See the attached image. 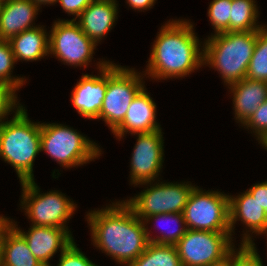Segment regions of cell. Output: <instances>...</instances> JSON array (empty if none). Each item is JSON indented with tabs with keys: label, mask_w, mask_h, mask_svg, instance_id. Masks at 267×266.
<instances>
[{
	"label": "cell",
	"mask_w": 267,
	"mask_h": 266,
	"mask_svg": "<svg viewBox=\"0 0 267 266\" xmlns=\"http://www.w3.org/2000/svg\"><path fill=\"white\" fill-rule=\"evenodd\" d=\"M231 232L187 229L175 244L182 266H211L227 260L235 247Z\"/></svg>",
	"instance_id": "10"
},
{
	"label": "cell",
	"mask_w": 267,
	"mask_h": 266,
	"mask_svg": "<svg viewBox=\"0 0 267 266\" xmlns=\"http://www.w3.org/2000/svg\"><path fill=\"white\" fill-rule=\"evenodd\" d=\"M92 1L93 0H57L56 3L61 5L64 12L75 16L73 18V20H75Z\"/></svg>",
	"instance_id": "32"
},
{
	"label": "cell",
	"mask_w": 267,
	"mask_h": 266,
	"mask_svg": "<svg viewBox=\"0 0 267 266\" xmlns=\"http://www.w3.org/2000/svg\"><path fill=\"white\" fill-rule=\"evenodd\" d=\"M156 103L144 87L132 100L123 122L112 132L120 141L128 133H148L162 129L157 122Z\"/></svg>",
	"instance_id": "16"
},
{
	"label": "cell",
	"mask_w": 267,
	"mask_h": 266,
	"mask_svg": "<svg viewBox=\"0 0 267 266\" xmlns=\"http://www.w3.org/2000/svg\"><path fill=\"white\" fill-rule=\"evenodd\" d=\"M17 226L13 220V227L24 237L28 248L43 266H51L49 260L74 242L72 234L64 228L31 225L26 232Z\"/></svg>",
	"instance_id": "15"
},
{
	"label": "cell",
	"mask_w": 267,
	"mask_h": 266,
	"mask_svg": "<svg viewBox=\"0 0 267 266\" xmlns=\"http://www.w3.org/2000/svg\"><path fill=\"white\" fill-rule=\"evenodd\" d=\"M230 32L258 31L266 25H259V11L255 0H232Z\"/></svg>",
	"instance_id": "22"
},
{
	"label": "cell",
	"mask_w": 267,
	"mask_h": 266,
	"mask_svg": "<svg viewBox=\"0 0 267 266\" xmlns=\"http://www.w3.org/2000/svg\"><path fill=\"white\" fill-rule=\"evenodd\" d=\"M117 0H93L75 19L83 33L97 45L115 26Z\"/></svg>",
	"instance_id": "17"
},
{
	"label": "cell",
	"mask_w": 267,
	"mask_h": 266,
	"mask_svg": "<svg viewBox=\"0 0 267 266\" xmlns=\"http://www.w3.org/2000/svg\"><path fill=\"white\" fill-rule=\"evenodd\" d=\"M110 61L100 60L96 64L98 75L82 74L71 92V103L79 115L86 119L96 120L105 98L107 88V64Z\"/></svg>",
	"instance_id": "13"
},
{
	"label": "cell",
	"mask_w": 267,
	"mask_h": 266,
	"mask_svg": "<svg viewBox=\"0 0 267 266\" xmlns=\"http://www.w3.org/2000/svg\"><path fill=\"white\" fill-rule=\"evenodd\" d=\"M1 266H43L28 248L27 241L13 227L4 241Z\"/></svg>",
	"instance_id": "21"
},
{
	"label": "cell",
	"mask_w": 267,
	"mask_h": 266,
	"mask_svg": "<svg viewBox=\"0 0 267 266\" xmlns=\"http://www.w3.org/2000/svg\"><path fill=\"white\" fill-rule=\"evenodd\" d=\"M44 27L39 25L25 30L8 40L16 63L38 61L49 56V32Z\"/></svg>",
	"instance_id": "20"
},
{
	"label": "cell",
	"mask_w": 267,
	"mask_h": 266,
	"mask_svg": "<svg viewBox=\"0 0 267 266\" xmlns=\"http://www.w3.org/2000/svg\"><path fill=\"white\" fill-rule=\"evenodd\" d=\"M237 221H240L246 226L244 228L246 230L242 231L244 234L242 233L243 237L241 236V244H252L254 242L252 235L254 234H256V236L267 234V213L257 200L253 199L248 190L235 196L229 195V224L231 236L235 234L234 229Z\"/></svg>",
	"instance_id": "14"
},
{
	"label": "cell",
	"mask_w": 267,
	"mask_h": 266,
	"mask_svg": "<svg viewBox=\"0 0 267 266\" xmlns=\"http://www.w3.org/2000/svg\"><path fill=\"white\" fill-rule=\"evenodd\" d=\"M211 266H230V261L229 257L227 260L223 261L222 263L216 264V265H211Z\"/></svg>",
	"instance_id": "37"
},
{
	"label": "cell",
	"mask_w": 267,
	"mask_h": 266,
	"mask_svg": "<svg viewBox=\"0 0 267 266\" xmlns=\"http://www.w3.org/2000/svg\"><path fill=\"white\" fill-rule=\"evenodd\" d=\"M33 3H35L39 8H42L41 5H55L57 0H31Z\"/></svg>",
	"instance_id": "36"
},
{
	"label": "cell",
	"mask_w": 267,
	"mask_h": 266,
	"mask_svg": "<svg viewBox=\"0 0 267 266\" xmlns=\"http://www.w3.org/2000/svg\"><path fill=\"white\" fill-rule=\"evenodd\" d=\"M204 40L203 65L221 74L224 85L246 78L257 31L211 33Z\"/></svg>",
	"instance_id": "4"
},
{
	"label": "cell",
	"mask_w": 267,
	"mask_h": 266,
	"mask_svg": "<svg viewBox=\"0 0 267 266\" xmlns=\"http://www.w3.org/2000/svg\"><path fill=\"white\" fill-rule=\"evenodd\" d=\"M227 87L233 96L234 119L242 126L267 99V82L244 78Z\"/></svg>",
	"instance_id": "19"
},
{
	"label": "cell",
	"mask_w": 267,
	"mask_h": 266,
	"mask_svg": "<svg viewBox=\"0 0 267 266\" xmlns=\"http://www.w3.org/2000/svg\"><path fill=\"white\" fill-rule=\"evenodd\" d=\"M232 0H213L208 7V17L214 34L230 32Z\"/></svg>",
	"instance_id": "27"
},
{
	"label": "cell",
	"mask_w": 267,
	"mask_h": 266,
	"mask_svg": "<svg viewBox=\"0 0 267 266\" xmlns=\"http://www.w3.org/2000/svg\"><path fill=\"white\" fill-rule=\"evenodd\" d=\"M70 169L83 166L102 155L97 143L73 127L58 123H41V152Z\"/></svg>",
	"instance_id": "5"
},
{
	"label": "cell",
	"mask_w": 267,
	"mask_h": 266,
	"mask_svg": "<svg viewBox=\"0 0 267 266\" xmlns=\"http://www.w3.org/2000/svg\"><path fill=\"white\" fill-rule=\"evenodd\" d=\"M137 142L130 162V184L159 180L164 163V137L162 129L148 133H135Z\"/></svg>",
	"instance_id": "12"
},
{
	"label": "cell",
	"mask_w": 267,
	"mask_h": 266,
	"mask_svg": "<svg viewBox=\"0 0 267 266\" xmlns=\"http://www.w3.org/2000/svg\"><path fill=\"white\" fill-rule=\"evenodd\" d=\"M247 190L267 213V180L261 183H255Z\"/></svg>",
	"instance_id": "33"
},
{
	"label": "cell",
	"mask_w": 267,
	"mask_h": 266,
	"mask_svg": "<svg viewBox=\"0 0 267 266\" xmlns=\"http://www.w3.org/2000/svg\"><path fill=\"white\" fill-rule=\"evenodd\" d=\"M4 85H5V84L2 83V82L0 81V89H1Z\"/></svg>",
	"instance_id": "38"
},
{
	"label": "cell",
	"mask_w": 267,
	"mask_h": 266,
	"mask_svg": "<svg viewBox=\"0 0 267 266\" xmlns=\"http://www.w3.org/2000/svg\"><path fill=\"white\" fill-rule=\"evenodd\" d=\"M145 76L134 68L107 64V88L98 120H103L111 133L123 122L132 100L145 87Z\"/></svg>",
	"instance_id": "6"
},
{
	"label": "cell",
	"mask_w": 267,
	"mask_h": 266,
	"mask_svg": "<svg viewBox=\"0 0 267 266\" xmlns=\"http://www.w3.org/2000/svg\"><path fill=\"white\" fill-rule=\"evenodd\" d=\"M150 221L151 222L154 221L158 223L160 221L161 222L165 221L166 223L173 222V225L175 223L176 227H173V229L168 228V230L164 229V231L161 230V233H160L161 235L160 236L155 235L154 237L151 235L152 231H149L151 229L148 228V225L151 223ZM143 222L145 225L148 241L151 243L175 245L185 235L187 231L183 213L154 214V215H150L149 217H146L143 220ZM157 228H160V227H157Z\"/></svg>",
	"instance_id": "23"
},
{
	"label": "cell",
	"mask_w": 267,
	"mask_h": 266,
	"mask_svg": "<svg viewBox=\"0 0 267 266\" xmlns=\"http://www.w3.org/2000/svg\"><path fill=\"white\" fill-rule=\"evenodd\" d=\"M13 228V219L0 215V266L3 256V246L7 233Z\"/></svg>",
	"instance_id": "34"
},
{
	"label": "cell",
	"mask_w": 267,
	"mask_h": 266,
	"mask_svg": "<svg viewBox=\"0 0 267 266\" xmlns=\"http://www.w3.org/2000/svg\"><path fill=\"white\" fill-rule=\"evenodd\" d=\"M183 216L187 229L230 232L229 194L203 190L196 186L185 205Z\"/></svg>",
	"instance_id": "9"
},
{
	"label": "cell",
	"mask_w": 267,
	"mask_h": 266,
	"mask_svg": "<svg viewBox=\"0 0 267 266\" xmlns=\"http://www.w3.org/2000/svg\"><path fill=\"white\" fill-rule=\"evenodd\" d=\"M86 219L93 246L122 266H129L149 244L144 222L124 200L88 211Z\"/></svg>",
	"instance_id": "1"
},
{
	"label": "cell",
	"mask_w": 267,
	"mask_h": 266,
	"mask_svg": "<svg viewBox=\"0 0 267 266\" xmlns=\"http://www.w3.org/2000/svg\"><path fill=\"white\" fill-rule=\"evenodd\" d=\"M18 100L16 89L8 85L0 89V125L8 119V115L16 113L24 106Z\"/></svg>",
	"instance_id": "30"
},
{
	"label": "cell",
	"mask_w": 267,
	"mask_h": 266,
	"mask_svg": "<svg viewBox=\"0 0 267 266\" xmlns=\"http://www.w3.org/2000/svg\"><path fill=\"white\" fill-rule=\"evenodd\" d=\"M140 185L148 187H144L146 189L139 194L124 201L142 221L154 214L183 213L185 205L196 187L188 181L172 183L157 180Z\"/></svg>",
	"instance_id": "8"
},
{
	"label": "cell",
	"mask_w": 267,
	"mask_h": 266,
	"mask_svg": "<svg viewBox=\"0 0 267 266\" xmlns=\"http://www.w3.org/2000/svg\"><path fill=\"white\" fill-rule=\"evenodd\" d=\"M22 187L20 208L34 226L64 228L70 234L67 221L77 210V204L59 190L41 193L35 180L20 183Z\"/></svg>",
	"instance_id": "7"
},
{
	"label": "cell",
	"mask_w": 267,
	"mask_h": 266,
	"mask_svg": "<svg viewBox=\"0 0 267 266\" xmlns=\"http://www.w3.org/2000/svg\"><path fill=\"white\" fill-rule=\"evenodd\" d=\"M41 152V123L20 108L0 125V158L10 164L21 182L35 180L33 165Z\"/></svg>",
	"instance_id": "3"
},
{
	"label": "cell",
	"mask_w": 267,
	"mask_h": 266,
	"mask_svg": "<svg viewBox=\"0 0 267 266\" xmlns=\"http://www.w3.org/2000/svg\"><path fill=\"white\" fill-rule=\"evenodd\" d=\"M246 78L267 82V24L257 31V40L254 46Z\"/></svg>",
	"instance_id": "25"
},
{
	"label": "cell",
	"mask_w": 267,
	"mask_h": 266,
	"mask_svg": "<svg viewBox=\"0 0 267 266\" xmlns=\"http://www.w3.org/2000/svg\"><path fill=\"white\" fill-rule=\"evenodd\" d=\"M157 0H126V3L128 6L135 11H143L144 10H150Z\"/></svg>",
	"instance_id": "35"
},
{
	"label": "cell",
	"mask_w": 267,
	"mask_h": 266,
	"mask_svg": "<svg viewBox=\"0 0 267 266\" xmlns=\"http://www.w3.org/2000/svg\"><path fill=\"white\" fill-rule=\"evenodd\" d=\"M234 247L229 254L230 266H264L255 242ZM236 248V249H235Z\"/></svg>",
	"instance_id": "29"
},
{
	"label": "cell",
	"mask_w": 267,
	"mask_h": 266,
	"mask_svg": "<svg viewBox=\"0 0 267 266\" xmlns=\"http://www.w3.org/2000/svg\"><path fill=\"white\" fill-rule=\"evenodd\" d=\"M40 8L31 0H7L0 3V39L9 40L25 30L35 28Z\"/></svg>",
	"instance_id": "18"
},
{
	"label": "cell",
	"mask_w": 267,
	"mask_h": 266,
	"mask_svg": "<svg viewBox=\"0 0 267 266\" xmlns=\"http://www.w3.org/2000/svg\"><path fill=\"white\" fill-rule=\"evenodd\" d=\"M15 64L16 61L9 41L0 39V81L18 91L21 86L26 84L27 79L12 75Z\"/></svg>",
	"instance_id": "26"
},
{
	"label": "cell",
	"mask_w": 267,
	"mask_h": 266,
	"mask_svg": "<svg viewBox=\"0 0 267 266\" xmlns=\"http://www.w3.org/2000/svg\"><path fill=\"white\" fill-rule=\"evenodd\" d=\"M49 31V55L64 65L88 67L98 46L88 38L73 19H58Z\"/></svg>",
	"instance_id": "11"
},
{
	"label": "cell",
	"mask_w": 267,
	"mask_h": 266,
	"mask_svg": "<svg viewBox=\"0 0 267 266\" xmlns=\"http://www.w3.org/2000/svg\"><path fill=\"white\" fill-rule=\"evenodd\" d=\"M188 19H172L161 26L150 51L144 76L153 80L184 78L203 65L204 43ZM202 47V48H201Z\"/></svg>",
	"instance_id": "2"
},
{
	"label": "cell",
	"mask_w": 267,
	"mask_h": 266,
	"mask_svg": "<svg viewBox=\"0 0 267 266\" xmlns=\"http://www.w3.org/2000/svg\"><path fill=\"white\" fill-rule=\"evenodd\" d=\"M243 126L254 134L261 146L267 149V99L241 127Z\"/></svg>",
	"instance_id": "28"
},
{
	"label": "cell",
	"mask_w": 267,
	"mask_h": 266,
	"mask_svg": "<svg viewBox=\"0 0 267 266\" xmlns=\"http://www.w3.org/2000/svg\"><path fill=\"white\" fill-rule=\"evenodd\" d=\"M57 266H99L93 263L74 241L61 254Z\"/></svg>",
	"instance_id": "31"
},
{
	"label": "cell",
	"mask_w": 267,
	"mask_h": 266,
	"mask_svg": "<svg viewBox=\"0 0 267 266\" xmlns=\"http://www.w3.org/2000/svg\"><path fill=\"white\" fill-rule=\"evenodd\" d=\"M129 266H182L175 245L151 243Z\"/></svg>",
	"instance_id": "24"
}]
</instances>
